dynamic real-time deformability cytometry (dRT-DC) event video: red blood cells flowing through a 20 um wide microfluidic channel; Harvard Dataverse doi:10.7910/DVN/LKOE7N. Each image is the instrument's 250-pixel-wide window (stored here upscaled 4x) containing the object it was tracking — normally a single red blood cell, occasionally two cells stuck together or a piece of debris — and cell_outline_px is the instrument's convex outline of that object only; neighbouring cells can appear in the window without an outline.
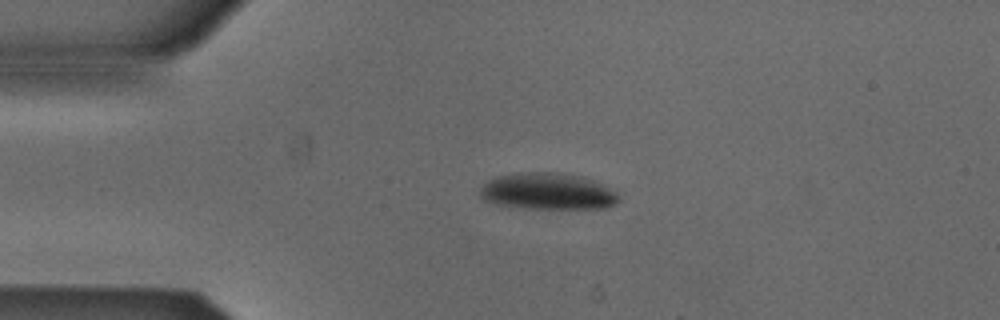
{"species": "Egyptian fruit bat (a non-hibernating species)", "species_latin": "Rousettus aegyptiacus", "temperature_condition": "cold", "stored_images_in_passage": 42, "camera_frame_rate_fps": 3000, "um_per_image_px": 0.085, "animal": {"sex": "male"}, "frame": {"image": 1, "passage_image": 1, "time_ms": 0.0, "image_size_px": [1000, 320], "cell_outline_px": [[620, 200], [616, 204], [608, 208], [524, 208], [496, 204], [484, 200], [480, 196], [480, 188], [488, 180], [496, 176], [516, 172], [556, 172], [584, 176], [612, 188], [616, 192]], "centroid_in_image_um": [46.57, 16.25], "position_along_channel_um": 38.4, "area_um2": 29.94}}
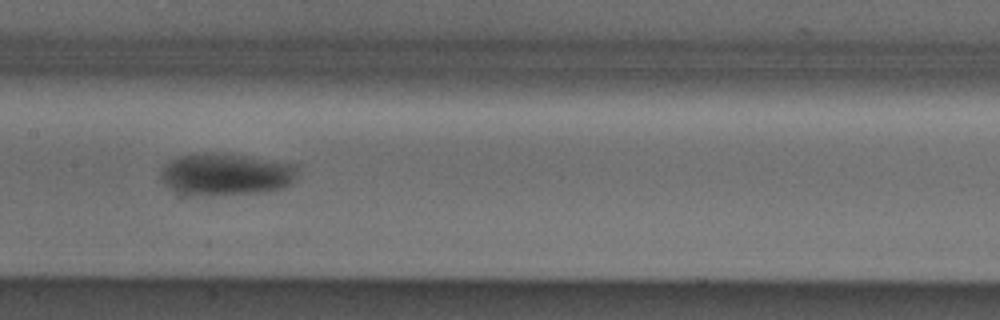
{"frame": {"image": 2, "passage_image": 15, "time_ms": 4.667, "image_size_px": [1000, 320], "cell_outline_px": [[296, 168], [292, 180], [284, 188], [256, 192], [200, 196], [188, 196], [168, 188], [160, 180], [160, 176], [164, 168], [172, 160], [180, 156], [248, 156], [296, 164]], "centroid_in_image_um": [19.18, 14.88], "position_along_channel_um": 188.2, "area_um2": 32.25}}
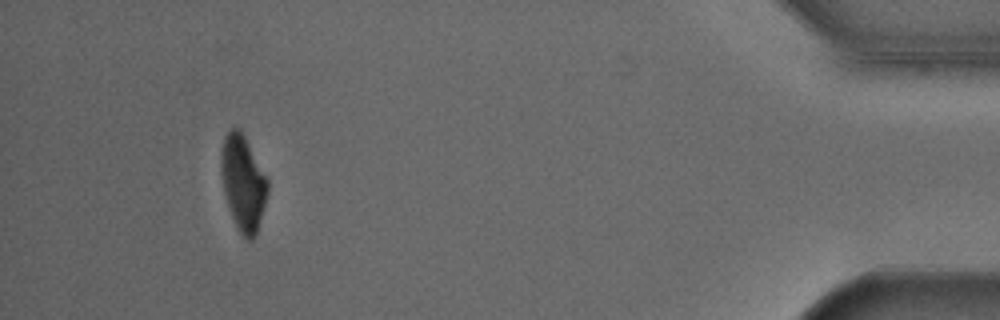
{"frame": {"image": 3, "passage_image": 38, "time_ms": 12.333, "image_size_px": [1000, 320], "cell_outline_px": [[268, 192], [256, 236], [252, 240], [248, 240], [236, 228], [228, 208], [224, 192], [220, 168], [220, 156], [224, 136], [232, 128], [236, 128], [244, 136], [268, 180]], "centroid_in_image_um": [20.64, 15.59], "position_along_channel_um": 414.6, "area_um2": 25.66}}